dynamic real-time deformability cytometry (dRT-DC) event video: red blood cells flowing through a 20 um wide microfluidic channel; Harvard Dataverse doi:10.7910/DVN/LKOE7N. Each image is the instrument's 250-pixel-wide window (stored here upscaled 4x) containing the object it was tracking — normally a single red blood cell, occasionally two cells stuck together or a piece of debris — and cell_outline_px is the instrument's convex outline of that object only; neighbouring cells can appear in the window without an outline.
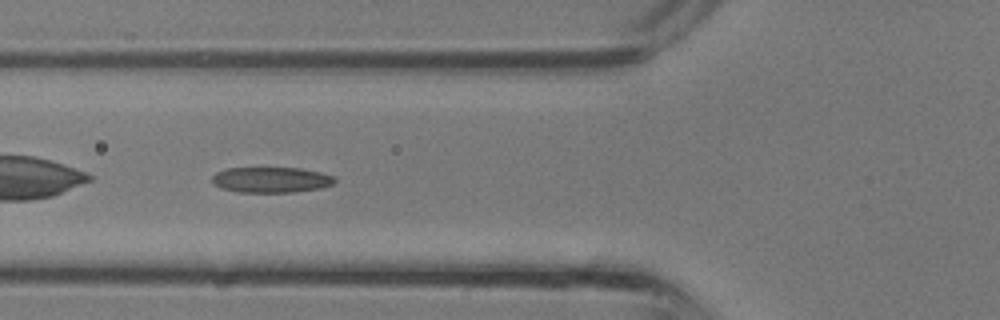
{"species": "common noctule bat (a hibernating species)", "species_latin": "Nyctalus noctula", "temperature_condition": "room temperature", "stored_images_in_passage": 26, "camera_frame_rate_fps": 3000, "um_per_image_px": 0.085, "animal": {"sex": "male", "body_mass_g": 13.3}, "frame": {"image": 1, "passage_image": 5, "time_ms": 1.333, "image_size_px": [1000, 320], "cell_outline_px": [[336, 180], [332, 184], [320, 188], [292, 192], [240, 192], [220, 188], [212, 184], [212, 176], [216, 172], [228, 168], [300, 168], [320, 172], [336, 176]], "centroid_in_image_um": [23.03, 15.28], "position_along_channel_um": 102.8, "area_um2": 18.32}}
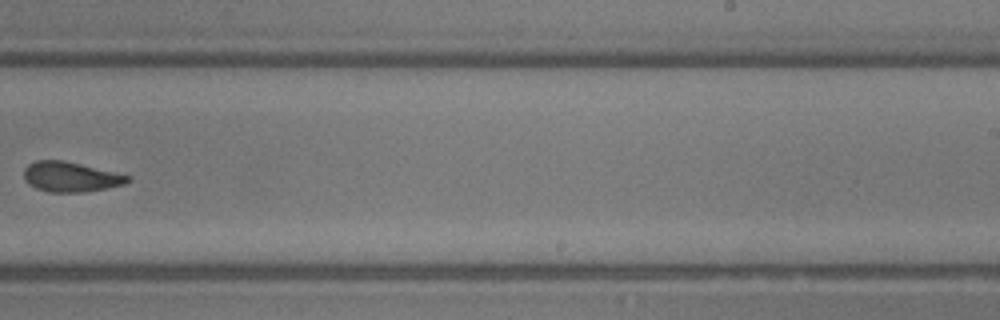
{"frame": {"image": 2, "passage_image": 14, "time_ms": 4.333, "image_size_px": [1000, 320], "cell_outline_px": [[132, 180], [124, 184], [84, 192], [48, 192], [36, 188], [28, 184], [24, 180], [24, 168], [28, 164], [36, 160], [64, 160], [128, 176]], "centroid_in_image_um": [5.93, 15.03], "position_along_channel_um": 283.1, "area_um2": 17.92}}
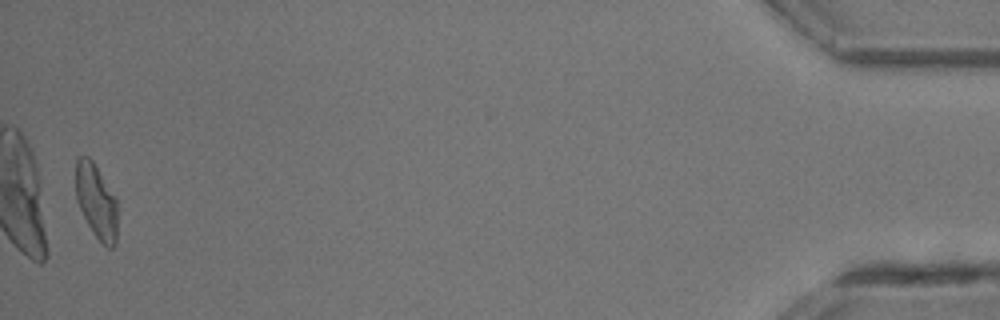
{"frame": {"image": 3, "passage_image": 26, "time_ms": 8.333, "image_size_px": [1000, 320], "cell_outline_px": [[116, 244], [112, 248], [108, 248], [92, 232], [76, 200], [76, 160], [80, 156], [88, 156], [92, 160], [116, 196]], "centroid_in_image_um": [8.19, 17.09], "position_along_channel_um": 427.0, "area_um2": 17.98}}